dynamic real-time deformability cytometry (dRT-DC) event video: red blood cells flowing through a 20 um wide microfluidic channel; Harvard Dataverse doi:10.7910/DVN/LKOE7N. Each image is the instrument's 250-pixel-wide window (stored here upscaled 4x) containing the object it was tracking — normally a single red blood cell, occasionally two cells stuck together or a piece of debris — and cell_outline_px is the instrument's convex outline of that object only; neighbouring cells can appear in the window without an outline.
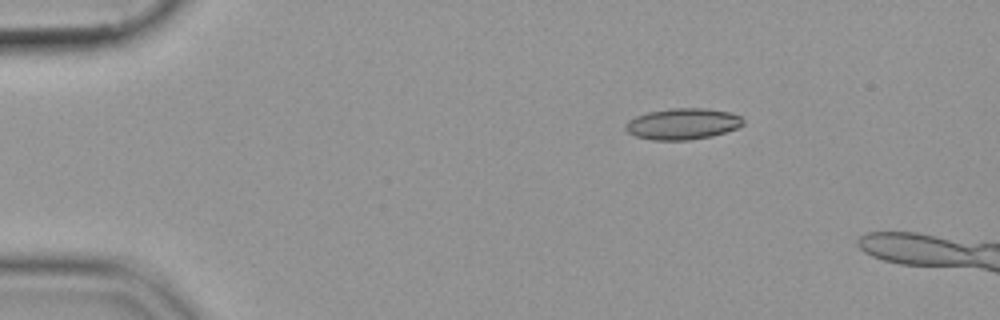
{"species": "common noctule bat (a hibernating species)", "species_latin": "Nyctalus noctula", "temperature_condition": "cold", "stored_images_in_passage": 5, "camera_frame_rate_fps": 3000, "um_per_image_px": 0.085, "animal": {"sex": "female", "body_mass_g": 19.9}, "frame": {"image": 1, "passage_image": 1, "time_ms": 0.0, "image_size_px": [1000, 320], "cell_outline_px": [[744, 124], [736, 128], [712, 136], [688, 140], [652, 140], [636, 136], [628, 132], [624, 128], [624, 124], [628, 120], [636, 116], [648, 112], [672, 108], [704, 108], [732, 112], [740, 116], [744, 120]], "centroid_in_image_um": [58.02, 10.52], "position_along_channel_um": 27.0, "area_um2": 21.44}}